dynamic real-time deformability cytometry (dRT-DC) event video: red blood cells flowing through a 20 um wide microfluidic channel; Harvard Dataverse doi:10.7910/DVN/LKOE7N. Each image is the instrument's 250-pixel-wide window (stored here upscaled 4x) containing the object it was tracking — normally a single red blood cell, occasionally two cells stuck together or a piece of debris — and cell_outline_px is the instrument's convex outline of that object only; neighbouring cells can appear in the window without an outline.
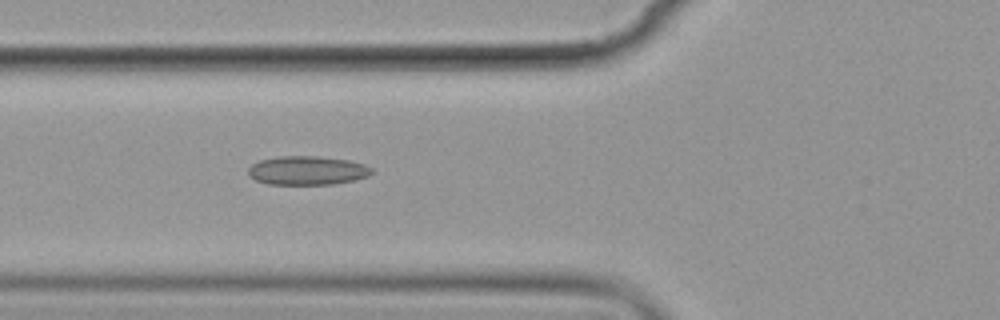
{"species": "common noctule bat (a hibernating species)", "species_latin": "Nyctalus noctula", "temperature_condition": "cold", "stored_images_in_passage": 6, "camera_frame_rate_fps": 3000, "um_per_image_px": 0.085, "animal": {"sex": "female", "body_mass_g": 19.9}, "frame": {"image": 1, "passage_image": 6, "time_ms": 6.667, "image_size_px": [1000, 320], "cell_outline_px": [[372, 172], [368, 176], [356, 180], [332, 184], [268, 184], [256, 180], [248, 176], [248, 168], [252, 164], [260, 160], [280, 156], [316, 156], [348, 160], [364, 164], [372, 168]], "centroid_in_image_um": [26.11, 14.49], "position_along_channel_um": 99.7, "area_um2": 20.75}}